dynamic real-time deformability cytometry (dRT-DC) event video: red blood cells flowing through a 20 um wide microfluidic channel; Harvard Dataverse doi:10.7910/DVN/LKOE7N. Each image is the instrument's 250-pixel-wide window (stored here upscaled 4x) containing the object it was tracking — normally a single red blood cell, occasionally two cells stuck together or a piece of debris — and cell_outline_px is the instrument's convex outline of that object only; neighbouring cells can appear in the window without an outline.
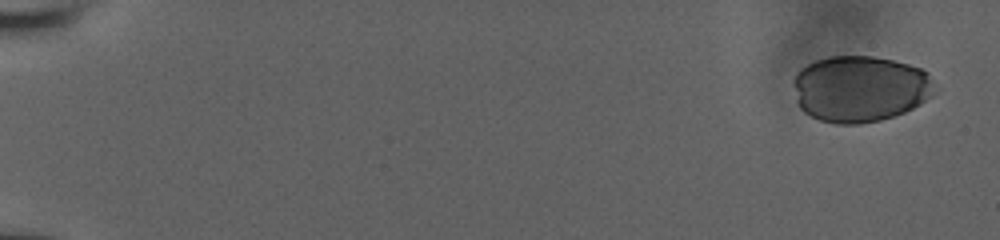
{"species": "human", "species_latin": "Homo sapiens", "temperature_condition": "room temperature", "stored_images_in_passage": 19, "camera_frame_rate_fps": 3000, "um_per_image_px": 0.085, "donor": {"sex": "male"}, "frame": {"image": 1, "passage_image": 1, "time_ms": 0.0, "image_size_px": [1000, 240], "cell_outline_px": [[940, 88], [932, 96], [920, 104], [904, 112], [880, 120], [860, 124], [836, 124], [820, 120], [804, 112], [800, 108], [796, 100], [792, 84], [792, 80], [796, 72], [800, 68], [816, 60], [828, 56], [872, 56], [892, 60], [908, 64], [920, 68], [928, 72]], "centroid_in_image_um": [73.12, 7.54], "position_along_channel_um": 11.9, "area_um2": 55.37}}
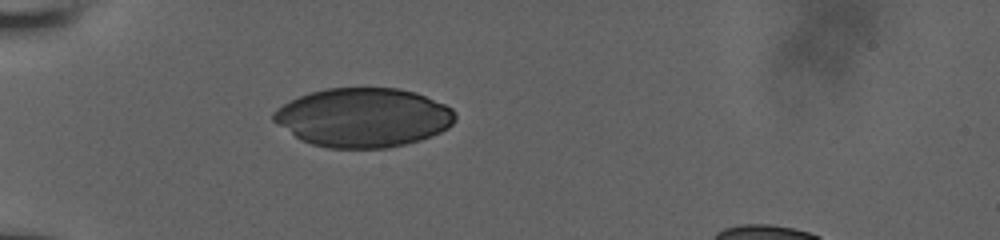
{"frame": {"image": 2, "passage_image": 6, "time_ms": 5.667, "image_size_px": [1000, 240], "cell_outline_px": [[456, 120], [448, 128], [432, 136], [420, 140], [388, 148], [328, 148], [312, 144], [300, 140], [272, 120], [272, 112], [276, 108], [300, 96], [312, 92], [328, 88], [396, 88], [416, 92], [444, 104], [452, 108], [456, 112]], "centroid_in_image_um": [30.89, 9.99], "position_along_channel_um": 54.1, "area_um2": 62.54}}